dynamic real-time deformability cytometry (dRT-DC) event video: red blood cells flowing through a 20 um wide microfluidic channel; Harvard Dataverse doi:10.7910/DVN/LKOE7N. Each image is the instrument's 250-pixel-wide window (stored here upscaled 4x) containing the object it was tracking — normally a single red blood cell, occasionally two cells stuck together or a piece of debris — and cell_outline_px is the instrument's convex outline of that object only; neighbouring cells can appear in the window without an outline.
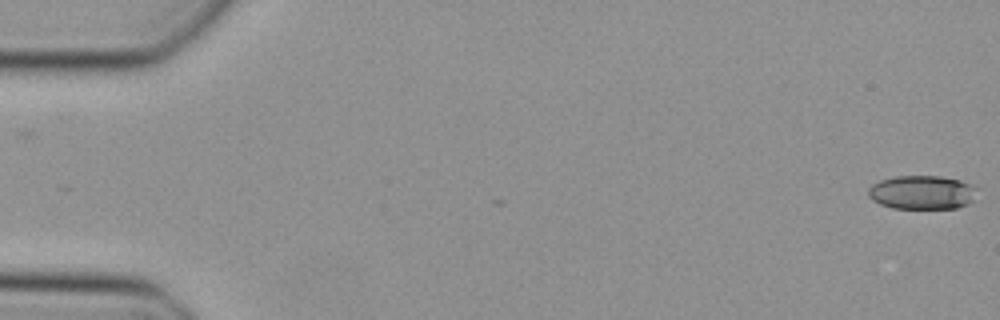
{"species": "Egyptian fruit bat (a non-hibernating species)", "species_latin": "Rousettus aegyptiacus", "temperature_condition": "cold", "stored_images_in_passage": 4, "camera_frame_rate_fps": 3000, "um_per_image_px": 0.085, "animal": {"sex": "female"}, "frame": {"image": 1, "passage_image": 1, "time_ms": 0.0, "image_size_px": [1000, 320], "cell_outline_px": [[972, 200], [968, 204], [956, 208], [892, 208], [880, 204], [872, 200], [868, 196], [868, 188], [872, 184], [880, 180], [896, 176], [940, 176], [960, 180], [968, 184]], "centroid_in_image_um": [78.24, 16.35], "position_along_channel_um": 6.8, "area_um2": 20.92}}